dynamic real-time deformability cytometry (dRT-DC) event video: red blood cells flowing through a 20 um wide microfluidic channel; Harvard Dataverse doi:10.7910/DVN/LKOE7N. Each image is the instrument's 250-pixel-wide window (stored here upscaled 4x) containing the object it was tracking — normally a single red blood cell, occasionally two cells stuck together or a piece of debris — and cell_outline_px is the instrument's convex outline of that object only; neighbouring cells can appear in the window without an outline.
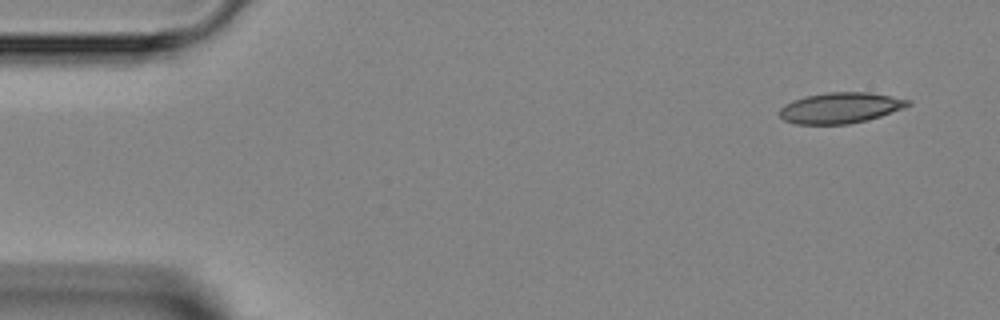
{"species": "Egyptian fruit bat (a non-hibernating species)", "species_latin": "Rousettus aegyptiacus", "temperature_condition": "room temperature", "stored_images_in_passage": 4, "camera_frame_rate_fps": 3000, "um_per_image_px": 0.085, "animal": {"sex": "female"}, "frame": {"image": 1, "passage_image": 1, "time_ms": 0.0, "image_size_px": [1000, 320], "cell_outline_px": [[912, 104], [904, 108], [868, 120], [848, 124], [796, 124], [784, 120], [780, 116], [780, 108], [784, 104], [792, 100], [804, 96], [828, 92], [868, 92], [912, 100]], "centroid_in_image_um": [71.43, 9.16], "position_along_channel_um": 13.6, "area_um2": 23.12}}